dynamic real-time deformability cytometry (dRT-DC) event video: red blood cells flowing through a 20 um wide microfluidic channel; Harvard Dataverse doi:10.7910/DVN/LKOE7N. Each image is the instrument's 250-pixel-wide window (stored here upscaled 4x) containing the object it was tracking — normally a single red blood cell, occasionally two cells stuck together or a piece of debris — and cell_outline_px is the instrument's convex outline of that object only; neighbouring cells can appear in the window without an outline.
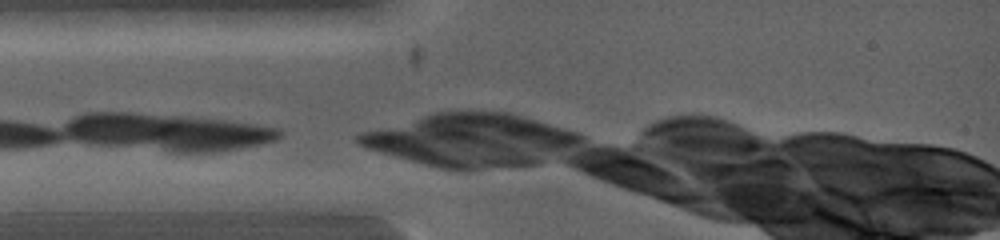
{"species": "common noctule bat (a hibernating species)", "species_latin": "Nyctalus noctula", "temperature_condition": "warm", "stored_images_in_passage": 2, "camera_frame_rate_fps": 5000, "um_per_image_px": 0.085, "animal": {"sex": "female", "body_mass_g": 19.0, "forearm_length_mm": 53.3}, "frame": {"image": 1, "passage_image": 1, "time_ms": 0.0, "image_size_px": [1000, 240], "cell_outline_px": [[140, 200], [116, 212], [16, 212], [16, 200], [80, 192]], "centroid_in_image_um": [6.29, 17.3], "position_along_channel_um": 78.7, "area_um2": 13.29}}